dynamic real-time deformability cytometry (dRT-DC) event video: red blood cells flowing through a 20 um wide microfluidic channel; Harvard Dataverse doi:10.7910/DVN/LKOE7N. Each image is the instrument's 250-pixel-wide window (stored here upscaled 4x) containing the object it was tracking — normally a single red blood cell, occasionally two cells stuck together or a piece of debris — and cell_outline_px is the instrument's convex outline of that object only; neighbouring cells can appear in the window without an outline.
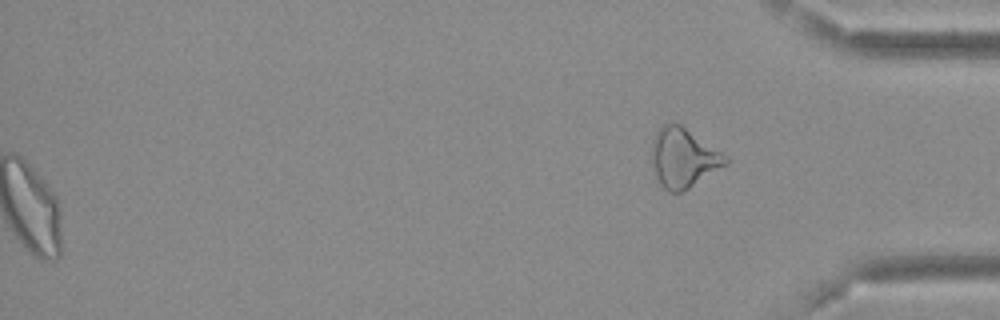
{"species": "Egyptian fruit bat (a non-hibernating species)", "species_latin": "Rousettus aegyptiacus", "temperature_condition": "cold", "stored_images_in_passage": 54, "segment_of_instrument_passage": [2, 2], "camera_frame_rate_fps": 3000, "um_per_image_px": 0.085, "frame": {"image": 1, "passage_image": 54, "time_ms": 17.667, "image_size_px": [1000, 320], "cell_outline_px": [[732, 160], [728, 164], [688, 188], [680, 192], [668, 192], [660, 184], [652, 160], [652, 140], [656, 132], [668, 120], [672, 120], [680, 124], [728, 156]], "centroid_in_image_um": [58.11, 13.38], "position_along_channel_um": 377.1, "area_um2": 25.49}}